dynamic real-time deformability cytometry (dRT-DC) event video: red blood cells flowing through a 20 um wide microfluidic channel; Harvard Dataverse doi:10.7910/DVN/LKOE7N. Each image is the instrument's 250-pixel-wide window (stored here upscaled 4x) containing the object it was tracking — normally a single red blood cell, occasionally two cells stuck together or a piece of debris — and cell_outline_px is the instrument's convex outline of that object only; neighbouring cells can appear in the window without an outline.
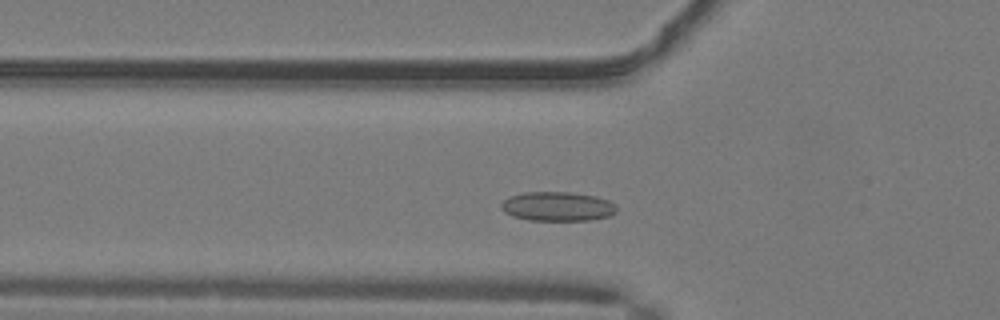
{"species": "common noctule bat (a hibernating species)", "species_latin": "Nyctalus noctula", "temperature_condition": "warm", "stored_images_in_passage": 40, "camera_frame_rate_fps": 3000, "um_per_image_px": 0.085, "animal": {"sex": "male", "body_mass_g": 19.2, "forearm_length_mm": 51.8}, "frame": {"image": 1, "passage_image": 7, "time_ms": 2.0, "image_size_px": [1000, 320], "cell_outline_px": [[616, 212], [608, 216], [588, 220], [528, 220], [512, 216], [504, 212], [500, 208], [500, 204], [508, 196], [524, 192], [572, 192], [596, 196], [608, 200], [616, 204]], "centroid_in_image_um": [47.35, 17.54], "position_along_channel_um": 78.4, "area_um2": 19.83}}
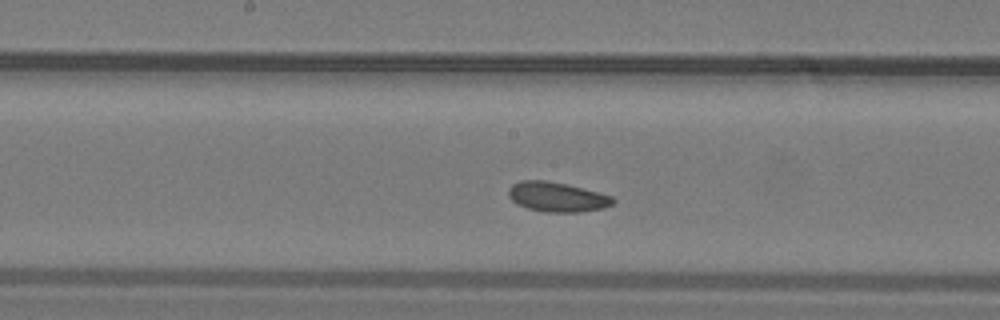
{"frame": {"image": 2, "passage_image": 16, "time_ms": 5.0, "image_size_px": [1000, 320], "cell_outline_px": [[616, 200], [612, 204], [604, 208], [580, 212], [544, 212], [528, 208], [516, 204], [508, 196], [508, 188], [512, 184], [520, 180], [544, 180], [564, 184], [612, 196]], "centroid_in_image_um": [47.31, 16.75], "position_along_channel_um": 200.9, "area_um2": 17.98}}
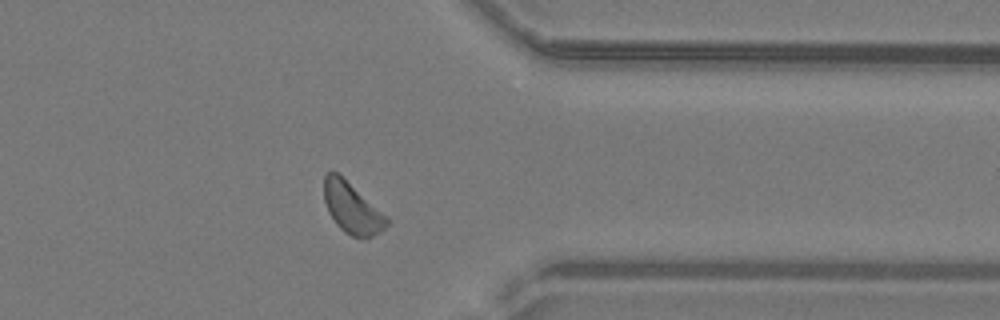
{"frame": {"image": 3, "passage_image": 30, "time_ms": 9.667, "image_size_px": [1000, 320], "cell_outline_px": [[388, 224], [380, 232], [364, 240], [352, 236], [344, 232], [336, 224], [328, 212], [324, 200], [324, 176], [328, 172], [336, 172], [388, 216]], "centroid_in_image_um": [29.92, 17.73], "position_along_channel_um": 381.5, "area_um2": 18.5}, "authors_computed_cell_mechanics": {"area_um2": 18.3226, "velocity_mm_per_s": 4.0546, "shape_relaxation_time_tau1_ms": null, "shape_relaxation_time_tau2_ms": 9.4927, "deformation_change_tau1": null, "deformation_change_tau2": 0.1623}}